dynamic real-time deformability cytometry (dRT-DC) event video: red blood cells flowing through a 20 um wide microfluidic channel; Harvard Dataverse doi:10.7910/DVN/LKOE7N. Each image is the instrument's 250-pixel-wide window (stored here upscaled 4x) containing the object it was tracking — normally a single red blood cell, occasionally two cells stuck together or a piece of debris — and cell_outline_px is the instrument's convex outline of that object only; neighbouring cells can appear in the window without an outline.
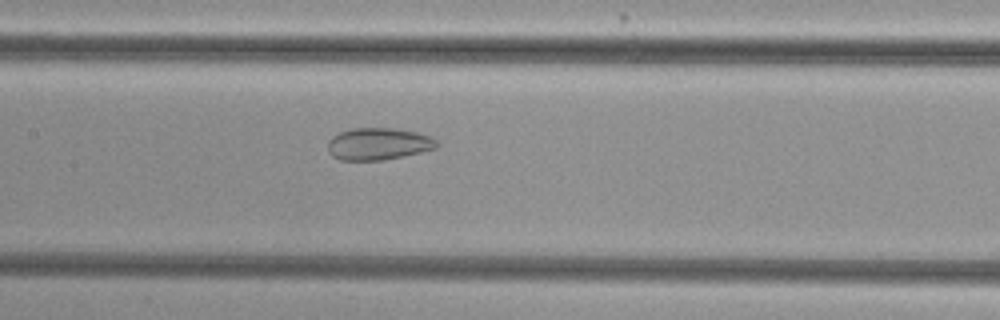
{"species": "common noctule bat (a hibernating species)", "species_latin": "Nyctalus noctula", "temperature_condition": "cold", "stored_images_in_passage": 40, "camera_frame_rate_fps": 3000, "um_per_image_px": 0.085, "animal": {"sex": "female", "body_mass_g": 29.2, "forearm_length_mm": 56.3}, "frame": {"image": 1, "passage_image": 17, "time_ms": 5.333, "image_size_px": [1000, 320], "cell_outline_px": [[440, 144], [436, 148], [420, 152], [384, 160], [340, 160], [332, 156], [328, 152], [328, 140], [332, 136], [340, 132], [352, 128], [396, 128], [416, 132], [428, 136], [436, 140]], "centroid_in_image_um": [32.14, 12.23], "position_along_channel_um": 175.3, "area_um2": 20.4}}
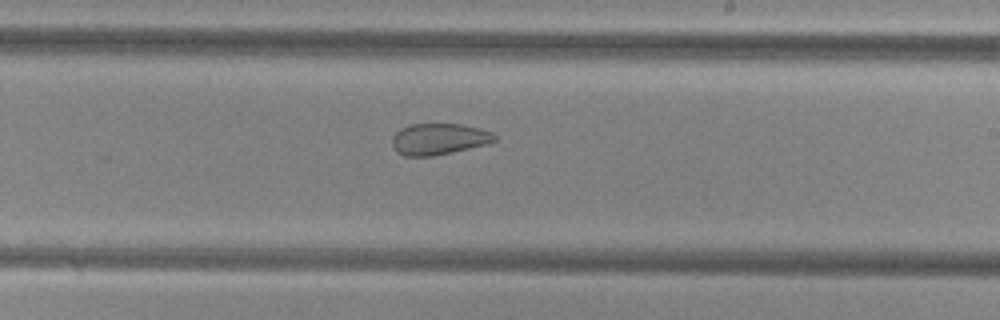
{"frame": {"image": 2, "passage_image": 23, "time_ms": 7.333, "image_size_px": [1000, 320], "cell_outline_px": [[496, 140], [488, 144], [452, 152], [432, 156], [404, 156], [396, 152], [392, 144], [392, 136], [400, 128], [412, 124], [460, 124], [480, 128], [492, 132], [496, 136]], "centroid_in_image_um": [37.29, 11.82], "position_along_channel_um": 251.7, "area_um2": 18.79}}
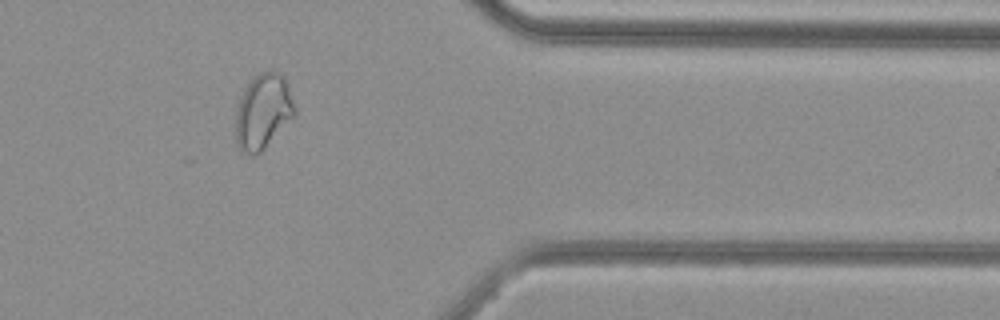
{"frame": {"image": 3, "passage_image": 35, "time_ms": 11.333, "image_size_px": [1000, 320], "cell_outline_px": [[296, 112], [260, 152], [256, 156], [252, 156], [240, 152], [236, 144], [236, 112], [244, 88], [252, 76], [260, 72], [272, 68], [280, 72], [284, 76], [296, 108]], "centroid_in_image_um": [22.33, 9.44], "position_along_channel_um": 389.1, "area_um2": 25.89}, "authors_computed_cell_mechanics": {"area_um2": 22.7443, "velocity_mm_per_s": 3.8357, "shape_relaxation_time_tau1_ms": null, "shape_relaxation_time_tau2_ms": 1.3698, "deformation_change_tau1": null, "deformation_change_tau2": 0.0676}}